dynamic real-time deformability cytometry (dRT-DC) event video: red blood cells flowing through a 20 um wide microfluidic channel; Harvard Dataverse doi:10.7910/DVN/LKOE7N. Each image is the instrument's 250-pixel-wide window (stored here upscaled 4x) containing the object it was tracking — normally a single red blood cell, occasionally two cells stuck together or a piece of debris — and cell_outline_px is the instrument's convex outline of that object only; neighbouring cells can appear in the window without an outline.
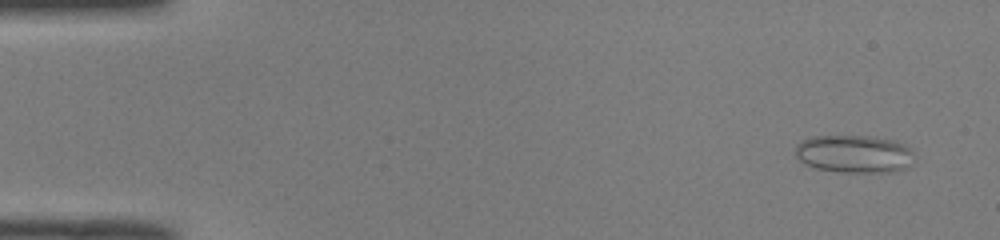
{"species": "common noctule bat (a hibernating species)", "species_latin": "Nyctalus noctula", "temperature_condition": "room temperature", "stored_images_in_passage": 50, "camera_frame_rate_fps": 3000, "um_per_image_px": 0.085, "animal": {"sex": "male", "body_mass_g": 19.0, "forearm_length_mm": 50.8}, "frame": {"image": 1, "passage_image": 3, "time_ms": 0.667, "image_size_px": [1000, 240], "cell_outline_px": [[912, 152], [904, 168], [892, 172], [844, 172], [816, 168], [800, 160], [796, 156], [796, 144], [800, 140], [812, 136], [868, 136], [892, 140], [904, 144]], "centroid_in_image_um": [72.52, 13.07], "position_along_channel_um": 12.5, "area_um2": 25.66}}
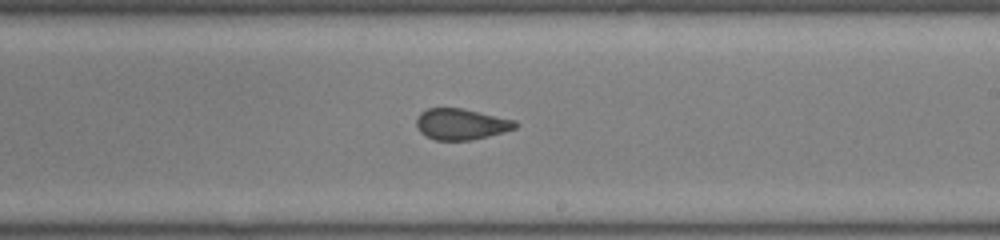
{"frame": {"image": 2, "passage_image": 30, "time_ms": 9.667, "image_size_px": [1000, 240], "cell_outline_px": [[516, 128], [504, 132], [472, 140], [436, 140], [420, 132], [416, 124], [416, 120], [420, 112], [428, 108], [460, 108], [516, 120]], "centroid_in_image_um": [39.19, 10.55], "position_along_channel_um": 249.8, "area_um2": 17.74}}
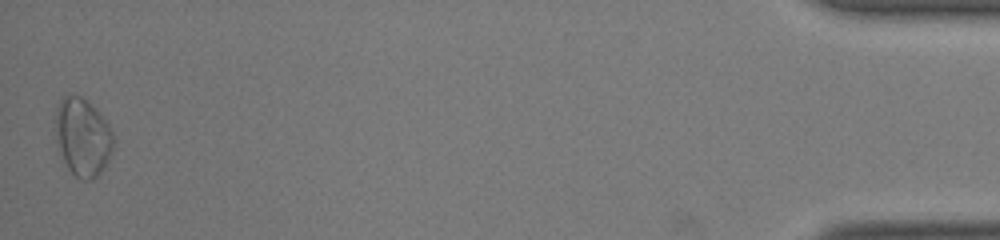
{"frame": {"image": 3, "passage_image": 50, "time_ms": 16.333, "image_size_px": [1000, 240], "cell_outline_px": [[116, 140], [112, 152], [100, 176], [92, 180], [80, 180], [68, 168], [64, 160], [56, 140], [56, 108], [60, 100], [64, 96], [80, 96], [96, 108], [112, 132]], "centroid_in_image_um": [7.06, 11.69], "position_along_channel_um": 428.1, "area_um2": 26.3}, "authors_computed_cell_mechanics": {"area_um2": 19.8543, "velocity_mm_per_s": 4.0243, "shape_relaxation_time_tau1_ms": null, "shape_relaxation_time_tau2_ms": 1.1521, "deformation_change_tau1": null, "deformation_change_tau2": 0.0782}}